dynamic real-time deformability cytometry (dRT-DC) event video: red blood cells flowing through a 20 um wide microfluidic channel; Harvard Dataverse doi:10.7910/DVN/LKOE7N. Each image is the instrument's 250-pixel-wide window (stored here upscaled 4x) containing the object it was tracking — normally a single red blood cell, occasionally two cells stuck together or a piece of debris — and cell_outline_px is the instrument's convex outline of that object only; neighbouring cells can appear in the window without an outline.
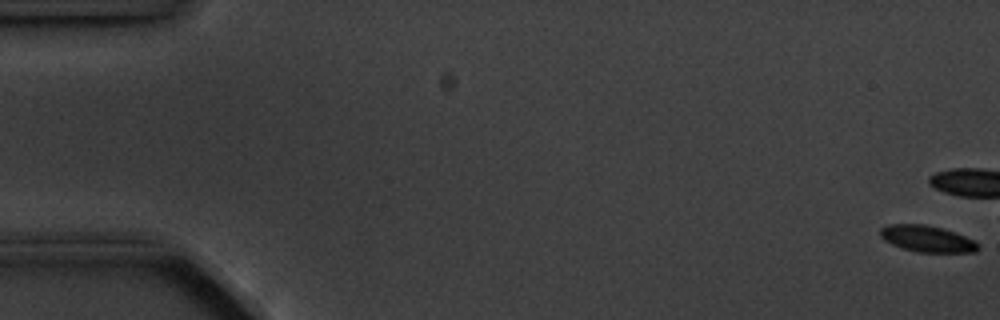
{"species": "common noctule bat (a hibernating species)", "species_latin": "Nyctalus noctula", "temperature_condition": "cold", "stored_images_in_passage": 4, "camera_frame_rate_fps": 3000, "um_per_image_px": 0.085, "animal": {"sex": "male", "body_mass_g": 20.1, "forearm_length_mm": 53.5}, "frame": {"image": 1, "passage_image": 1, "time_ms": 0.0, "image_size_px": [1000, 320], "cell_outline_px": [[976, 252], [920, 252], [904, 248], [892, 244], [884, 240], [880, 236], [880, 228], [888, 224], [924, 224], [944, 228], [956, 232], [976, 240]], "centroid_in_image_um": [78.8, 20.27], "position_along_channel_um": 6.2, "area_um2": 15.03}}